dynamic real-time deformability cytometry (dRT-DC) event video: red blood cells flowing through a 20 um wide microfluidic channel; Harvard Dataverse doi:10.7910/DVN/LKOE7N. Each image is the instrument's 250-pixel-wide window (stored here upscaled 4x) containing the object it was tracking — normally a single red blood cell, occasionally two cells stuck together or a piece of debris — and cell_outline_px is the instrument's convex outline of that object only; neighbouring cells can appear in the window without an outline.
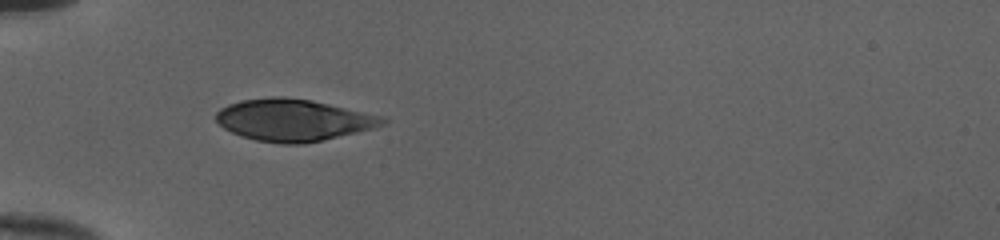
{"species": "human", "species_latin": "Homo sapiens", "temperature_condition": "cold", "stored_images_in_passage": 35, "camera_frame_rate_fps": 3000, "um_per_image_px": 0.085, "donor": {"sex": "female"}, "frame": {"image": 1, "passage_image": 1, "time_ms": 0.0, "image_size_px": [1000, 240], "cell_outline_px": [[388, 124], [356, 132], [320, 140], [300, 144], [280, 144], [256, 140], [232, 132], [224, 128], [216, 120], [216, 112], [220, 108], [228, 104], [244, 100], [272, 96], [284, 96], [312, 100], [380, 116], [388, 120]], "centroid_in_image_um": [24.91, 10.19], "position_along_channel_um": 60.1, "area_um2": 40.23}}
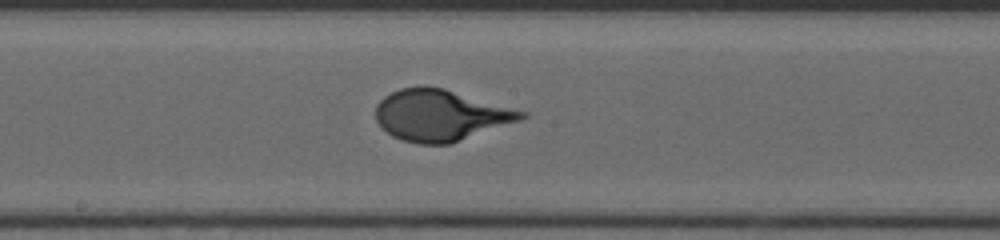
{"frame": {"image": 2, "passage_image": 13, "time_ms": 4.0, "image_size_px": [1000, 240], "cell_outline_px": [[528, 116], [520, 120], [448, 144], [420, 144], [400, 140], [392, 136], [376, 120], [376, 104], [384, 96], [400, 88], [444, 88], [528, 112]], "centroid_in_image_um": [37.44, 9.81], "position_along_channel_um": 210.8, "area_um2": 42.83}}
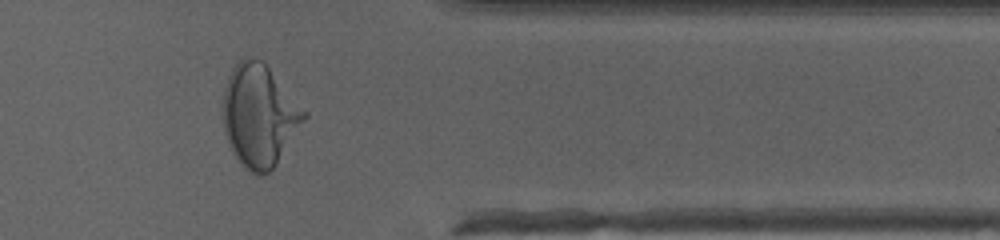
{"frame": {"image": 3, "passage_image": 27, "time_ms": 8.667, "image_size_px": [1000, 240], "cell_outline_px": [[308, 116], [276, 164], [264, 176], [256, 176], [248, 172], [236, 160], [228, 144], [224, 132], [224, 88], [228, 76], [232, 68], [244, 56], [248, 56], [260, 60], [268, 68], [308, 112]], "centroid_in_image_um": [22.03, 9.86], "position_along_channel_um": 389.4, "area_um2": 48.32}}